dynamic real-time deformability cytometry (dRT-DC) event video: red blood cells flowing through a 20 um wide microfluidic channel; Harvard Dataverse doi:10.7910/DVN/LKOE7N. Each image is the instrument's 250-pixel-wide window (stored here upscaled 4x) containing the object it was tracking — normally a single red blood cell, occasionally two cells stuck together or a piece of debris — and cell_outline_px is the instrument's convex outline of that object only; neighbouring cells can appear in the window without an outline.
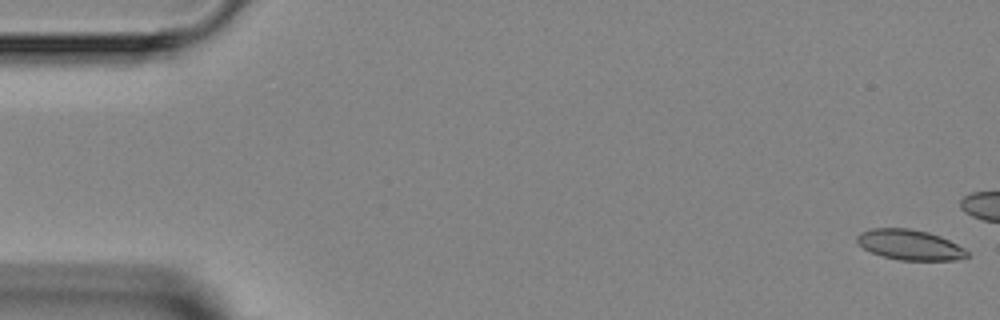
{"species": "Egyptian fruit bat (a non-hibernating species)", "species_latin": "Rousettus aegyptiacus", "temperature_condition": "room temperature", "stored_images_in_passage": 5, "segment_of_instrument_passage": [2, 2], "camera_frame_rate_fps": 3000, "um_per_image_px": 0.085, "animal": {"sex": "female"}, "frame": {"image": 1, "passage_image": 5, "time_ms": 6.0, "image_size_px": [1000, 320], "cell_outline_px": [[968, 256], [956, 260], [900, 260], [884, 256], [872, 252], [856, 244], [856, 236], [860, 232], [872, 228], [908, 228], [928, 232], [940, 236], [964, 248], [968, 252]], "centroid_in_image_um": [77.3, 20.8], "position_along_channel_um": 7.7, "area_um2": 19.36}}